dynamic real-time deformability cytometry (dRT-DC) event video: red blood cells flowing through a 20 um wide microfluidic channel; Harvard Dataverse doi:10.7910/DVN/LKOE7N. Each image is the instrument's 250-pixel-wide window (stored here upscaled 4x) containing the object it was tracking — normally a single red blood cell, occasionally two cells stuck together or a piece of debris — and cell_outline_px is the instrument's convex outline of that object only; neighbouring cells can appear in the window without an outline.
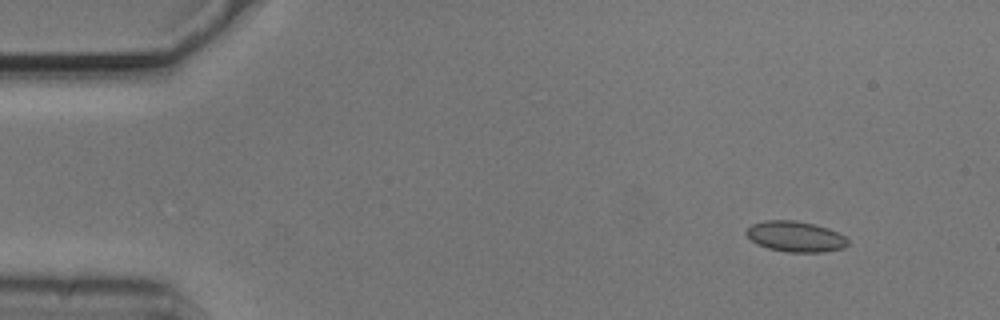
{"species": "common noctule bat (a hibernating species)", "species_latin": "Nyctalus noctula", "temperature_condition": "cold", "stored_images_in_passage": 9, "camera_frame_rate_fps": 3000, "um_per_image_px": 0.085, "animal": {"sex": "male", "body_mass_g": 20.5, "forearm_length_mm": 52.5}, "frame": {"image": 1, "passage_image": 1, "time_ms": 0.0, "image_size_px": [1000, 320], "cell_outline_px": [[848, 244], [844, 248], [824, 252], [788, 252], [768, 248], [756, 244], [744, 232], [752, 224], [764, 220], [796, 220], [828, 228], [844, 236], [848, 240]], "centroid_in_image_um": [67.6, 20.11], "position_along_channel_um": 17.4, "area_um2": 18.09}}